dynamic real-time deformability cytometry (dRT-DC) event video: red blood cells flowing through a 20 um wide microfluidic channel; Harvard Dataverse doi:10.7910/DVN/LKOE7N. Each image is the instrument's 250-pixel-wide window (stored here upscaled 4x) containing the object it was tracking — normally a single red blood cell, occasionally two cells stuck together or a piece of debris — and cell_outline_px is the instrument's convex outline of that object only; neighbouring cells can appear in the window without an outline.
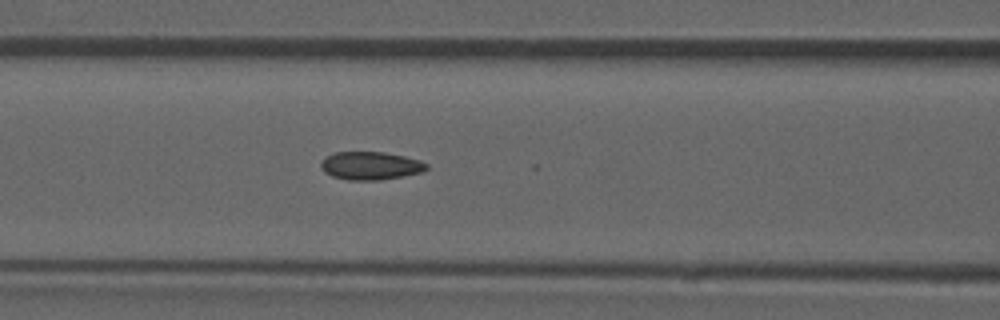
{"species": "common noctule bat (a hibernating species)", "species_latin": "Nyctalus noctula", "temperature_condition": "room temperature", "stored_images_in_passage": 36, "camera_frame_rate_fps": 3000, "um_per_image_px": 0.085, "animal": {"sex": "male", "forearm_length_mm": 52.5}, "frame": {"image": 1, "passage_image": 6, "time_ms": 1.667, "image_size_px": [1000, 320], "cell_outline_px": [[428, 168], [424, 172], [404, 176], [380, 180], [348, 180], [332, 176], [324, 172], [320, 168], [320, 160], [324, 156], [336, 152], [384, 152], [404, 156], [420, 160], [428, 164]], "centroid_in_image_um": [31.48, 14.08], "position_along_channel_um": 135.1, "area_um2": 17.57}, "authors_computed_cell_mechanics": {"area_um2": 17.0221, "velocity_mm_per_s": 3.9112, "shape_relaxation_time_tau1_ms": null, "shape_relaxation_time_tau2_ms": 1.2066, "deformation_change_tau1": null, "deformation_change_tau2": 0.0661}}